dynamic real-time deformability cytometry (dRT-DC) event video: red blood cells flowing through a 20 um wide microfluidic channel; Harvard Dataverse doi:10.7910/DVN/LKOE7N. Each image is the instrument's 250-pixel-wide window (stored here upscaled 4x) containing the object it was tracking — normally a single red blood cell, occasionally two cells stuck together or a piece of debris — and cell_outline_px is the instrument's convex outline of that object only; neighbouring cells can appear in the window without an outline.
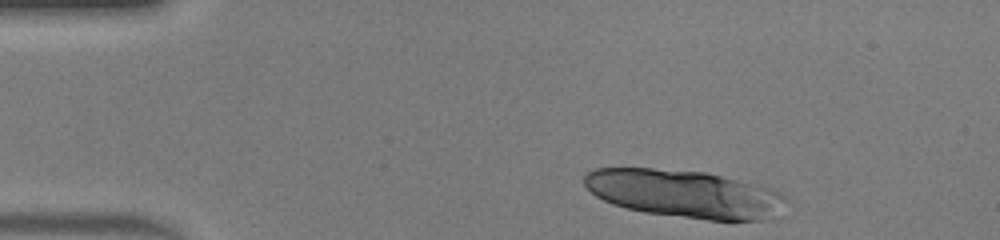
{"species": "human", "species_latin": "Homo sapiens", "temperature_condition": "warm", "stored_images_in_passage": 13, "camera_frame_rate_fps": 3000, "um_per_image_px": 0.085, "donor": {"sex": "male"}, "frame": {"image": 1, "passage_image": 1, "time_ms": 0.0, "image_size_px": [1000, 240], "cell_outline_px": [[792, 204], [772, 216], [764, 220], [708, 220], [644, 212], [612, 204], [596, 196], [584, 184], [584, 172], [596, 168], [652, 168], [704, 172], [768, 188], [780, 192]], "centroid_in_image_um": [58.19, 16.48], "position_along_channel_um": 26.8, "area_um2": 56.07}}